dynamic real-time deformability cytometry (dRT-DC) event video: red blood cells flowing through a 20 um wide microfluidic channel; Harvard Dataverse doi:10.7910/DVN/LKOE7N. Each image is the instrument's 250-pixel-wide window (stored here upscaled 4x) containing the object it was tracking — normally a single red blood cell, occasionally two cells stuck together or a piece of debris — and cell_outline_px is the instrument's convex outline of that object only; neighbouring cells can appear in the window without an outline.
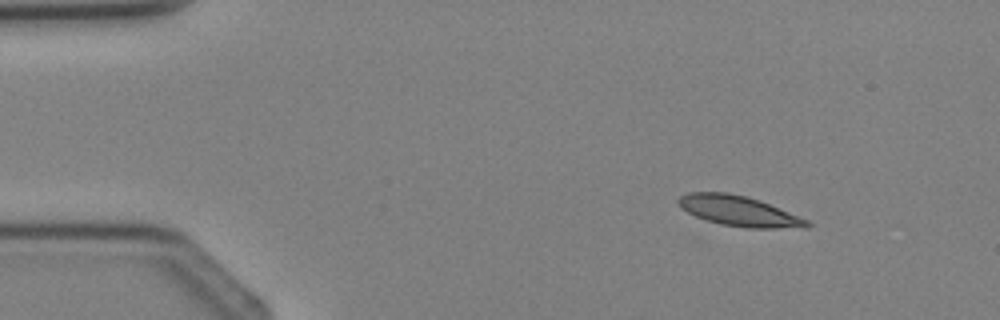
{"species": "Egyptian fruit bat (a non-hibernating species)", "species_latin": "Rousettus aegyptiacus", "temperature_condition": "cold", "stored_images_in_passage": 3, "camera_frame_rate_fps": 3000, "um_per_image_px": 0.085, "animal": {"sex": "female"}, "frame": {"image": 1, "passage_image": 1, "time_ms": 0.0, "image_size_px": [1000, 320], "cell_outline_px": [[812, 224], [808, 228], [748, 228], [720, 224], [696, 216], [680, 208], [676, 200], [680, 196], [688, 192], [728, 192], [748, 196], [760, 200], [808, 220]], "centroid_in_image_um": [62.81, 17.93], "position_along_channel_um": 22.2, "area_um2": 22.77}}
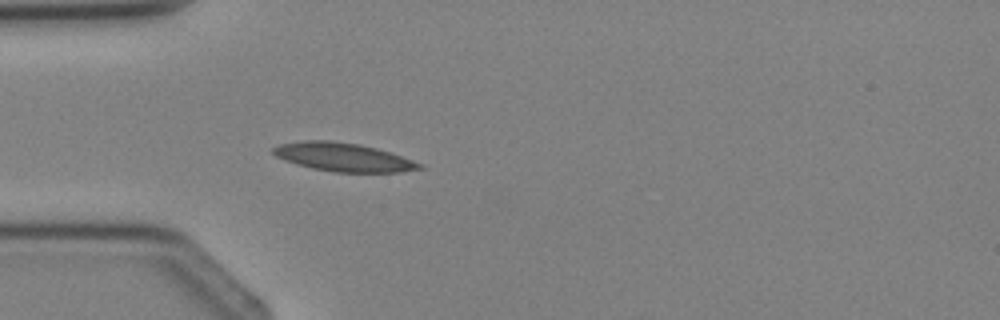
{"frame": {"image": 2, "passage_image": 3, "time_ms": 2.0, "image_size_px": [1000, 320], "cell_outline_px": [[424, 168], [400, 172], [336, 172], [312, 168], [296, 164], [284, 160], [276, 156], [272, 152], [272, 148], [280, 144], [304, 140], [328, 140], [360, 144], [376, 148], [424, 164]], "centroid_in_image_um": [29.16, 13.35], "position_along_channel_um": 55.8, "area_um2": 24.16}}